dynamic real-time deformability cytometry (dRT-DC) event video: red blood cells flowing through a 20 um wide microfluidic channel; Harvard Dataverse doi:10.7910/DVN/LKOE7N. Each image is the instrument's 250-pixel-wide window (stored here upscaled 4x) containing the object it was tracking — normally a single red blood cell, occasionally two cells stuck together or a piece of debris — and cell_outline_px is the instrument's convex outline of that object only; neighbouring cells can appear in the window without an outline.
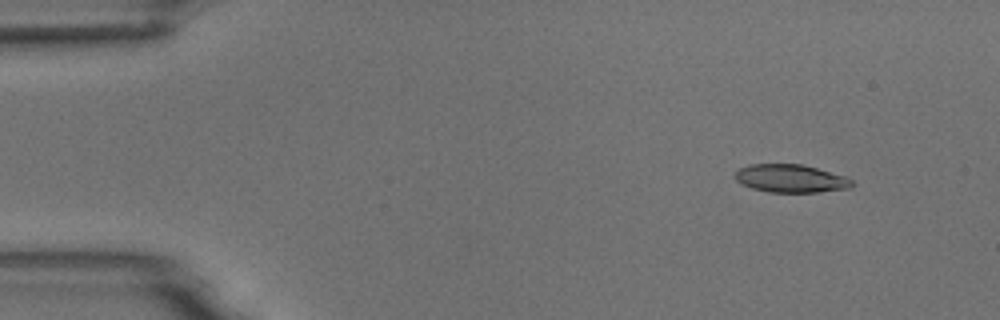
{"species": "common noctule bat (a hibernating species)", "species_latin": "Nyctalus noctula", "temperature_condition": "room temperature", "stored_images_in_passage": 6, "segment_of_instrument_passage": [1, 2], "camera_frame_rate_fps": 3000, "um_per_image_px": 0.085, "animal": {"sex": "male", "body_mass_g": 18.8}, "frame": {"image": 1, "passage_image": 2, "time_ms": 1.333, "image_size_px": [1000, 320], "cell_outline_px": [[856, 184], [848, 188], [816, 192], [768, 192], [752, 188], [740, 184], [732, 176], [740, 168], [748, 164], [800, 164], [848, 176]], "centroid_in_image_um": [67.2, 15.17], "position_along_channel_um": 17.8, "area_um2": 19.25}}